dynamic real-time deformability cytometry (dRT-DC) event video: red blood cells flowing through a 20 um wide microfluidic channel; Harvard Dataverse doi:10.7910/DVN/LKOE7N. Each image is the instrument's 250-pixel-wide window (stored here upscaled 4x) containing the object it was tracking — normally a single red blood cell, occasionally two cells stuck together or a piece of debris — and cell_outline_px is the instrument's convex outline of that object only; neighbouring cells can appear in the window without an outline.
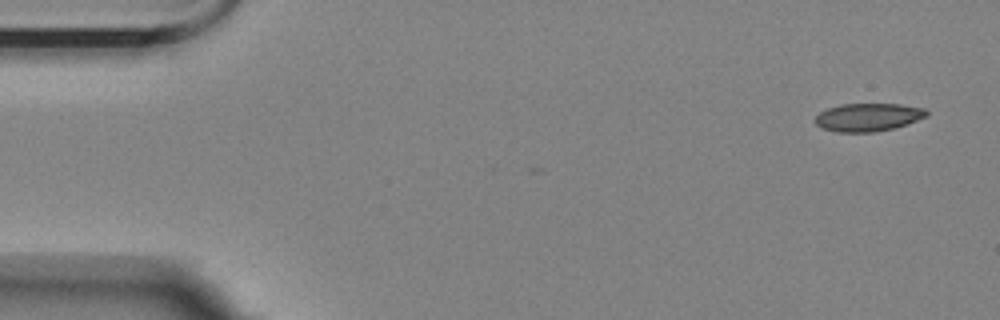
{"species": "Egyptian fruit bat (a non-hibernating species)", "species_latin": "Rousettus aegyptiacus", "temperature_condition": "room temperature", "stored_images_in_passage": 4, "camera_frame_rate_fps": 3000, "um_per_image_px": 0.085, "animal": {"sex": "female"}, "frame": {"image": 1, "passage_image": 1, "time_ms": 0.0, "image_size_px": [1000, 320], "cell_outline_px": [[928, 116], [908, 124], [876, 132], [836, 132], [820, 128], [812, 120], [820, 112], [828, 108], [840, 104], [900, 104], [924, 108], [928, 112]], "centroid_in_image_um": [73.76, 9.97], "position_along_channel_um": 11.2, "area_um2": 18.38}}